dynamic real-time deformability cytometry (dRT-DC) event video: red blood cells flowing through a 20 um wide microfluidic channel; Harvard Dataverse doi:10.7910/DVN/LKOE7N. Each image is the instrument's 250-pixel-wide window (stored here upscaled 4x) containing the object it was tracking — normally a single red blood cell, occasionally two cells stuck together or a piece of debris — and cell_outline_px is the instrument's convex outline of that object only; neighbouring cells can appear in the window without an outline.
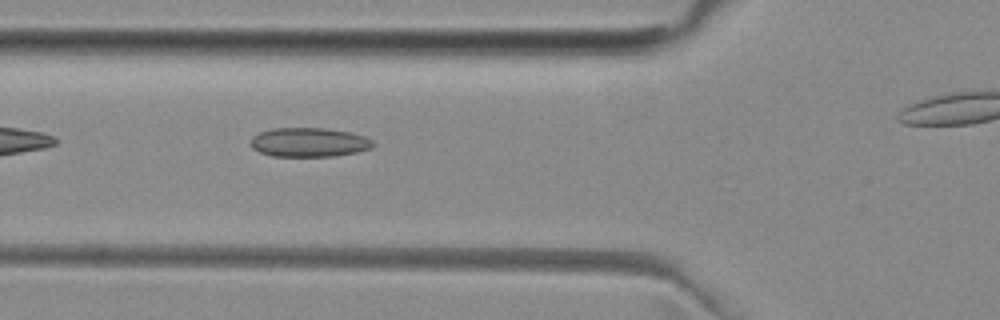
{"species": "common noctule bat (a hibernating species)", "species_latin": "Nyctalus noctula", "temperature_condition": "room temperature", "stored_images_in_passage": 29, "camera_frame_rate_fps": 3000, "um_per_image_px": 0.085, "animal": {"sex": "female", "body_mass_g": 29.2, "forearm_length_mm": 56.3}, "frame": {"image": 1, "passage_image": 3, "time_ms": 0.667, "image_size_px": [1000, 320], "cell_outline_px": [[376, 144], [372, 148], [356, 152], [336, 156], [272, 156], [260, 152], [252, 148], [252, 136], [260, 132], [272, 128], [324, 128], [352, 132], [364, 136], [372, 140]], "centroid_in_image_um": [26.3, 12.09], "position_along_channel_um": 99.5, "area_um2": 20.87}}
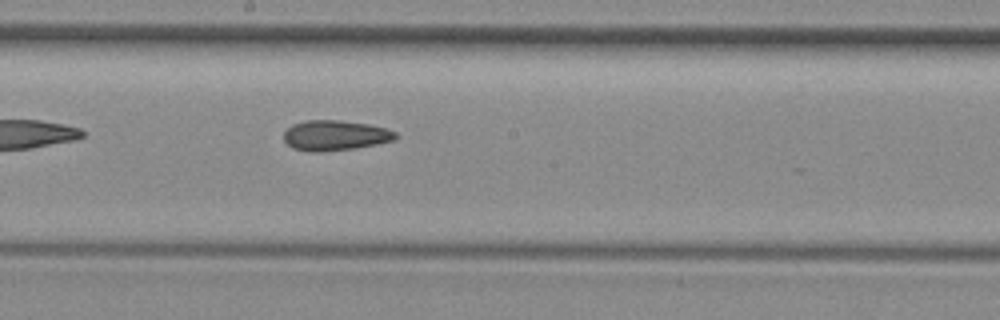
{"frame": {"image": 2, "passage_image": 12, "time_ms": 3.667, "image_size_px": [1000, 320], "cell_outline_px": [[396, 140], [376, 144], [352, 148], [324, 152], [308, 152], [292, 148], [284, 140], [284, 132], [292, 124], [304, 120], [340, 120], [368, 124], [384, 128], [396, 132]], "centroid_in_image_um": [28.45, 11.51], "position_along_channel_um": 219.8, "area_um2": 19.71}}
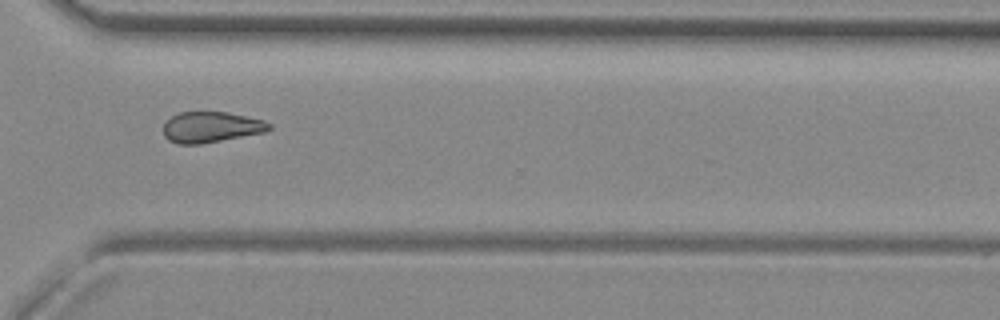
{"frame": {"image": 3, "passage_image": 22, "time_ms": 7.0, "image_size_px": [1000, 320], "cell_outline_px": [[272, 128], [264, 132], [200, 144], [176, 144], [168, 140], [164, 136], [164, 124], [172, 116], [180, 112], [228, 112], [264, 120], [272, 124]], "centroid_in_image_um": [17.94, 10.8], "position_along_channel_um": 352.7, "area_um2": 18.9}}